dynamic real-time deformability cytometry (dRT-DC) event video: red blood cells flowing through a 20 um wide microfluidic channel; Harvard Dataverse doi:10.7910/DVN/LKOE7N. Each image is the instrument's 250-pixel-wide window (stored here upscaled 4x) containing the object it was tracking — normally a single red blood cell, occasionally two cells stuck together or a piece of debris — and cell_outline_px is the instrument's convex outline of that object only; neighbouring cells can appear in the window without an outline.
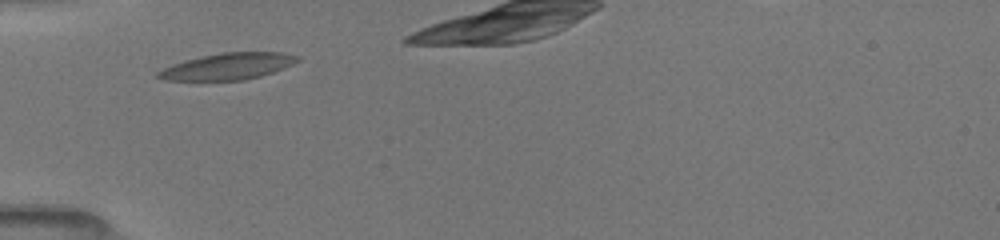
{"species": "common noctule bat (a hibernating species)", "species_latin": "Nyctalus noctula", "temperature_condition": "room temperature", "stored_images_in_passage": 4, "camera_frame_rate_fps": 3000, "um_per_image_px": 0.085, "animal": {"sex": "female", "body_mass_g": 19.5, "forearm_length_mm": 54.1}, "frame": {"image": 1, "passage_image": 1, "time_ms": 0.0, "image_size_px": [1000, 240], "cell_outline_px": [[300, 60], [292, 64], [272, 72], [260, 76], [244, 80], [164, 80], [156, 76], [156, 72], [172, 64], [184, 60], [220, 52], [284, 52], [300, 56]], "centroid_in_image_um": [19.37, 5.63], "position_along_channel_um": 65.6, "area_um2": 21.5}}